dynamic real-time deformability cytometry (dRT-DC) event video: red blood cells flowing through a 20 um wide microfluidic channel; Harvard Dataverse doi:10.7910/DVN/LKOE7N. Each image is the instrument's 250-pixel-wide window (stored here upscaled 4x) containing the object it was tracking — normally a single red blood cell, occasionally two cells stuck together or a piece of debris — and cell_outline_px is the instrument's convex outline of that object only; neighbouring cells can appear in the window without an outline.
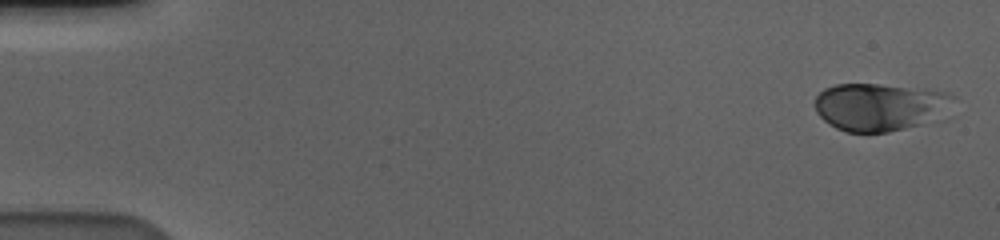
{"species": "human", "species_latin": "Homo sapiens", "temperature_condition": "cold", "stored_images_in_passage": 57, "camera_frame_rate_fps": 3000, "um_per_image_px": 0.085, "donor": {"sex": "male"}, "frame": {"image": 1, "passage_image": 1, "time_ms": 0.0, "image_size_px": [1000, 240], "cell_outline_px": [[956, 96], [920, 124], [888, 132], [848, 132], [836, 128], [828, 124], [816, 112], [816, 96], [824, 88], [836, 84], [876, 84], [948, 92]], "centroid_in_image_um": [74.59, 9.07], "position_along_channel_um": 10.4, "area_um2": 36.88}}
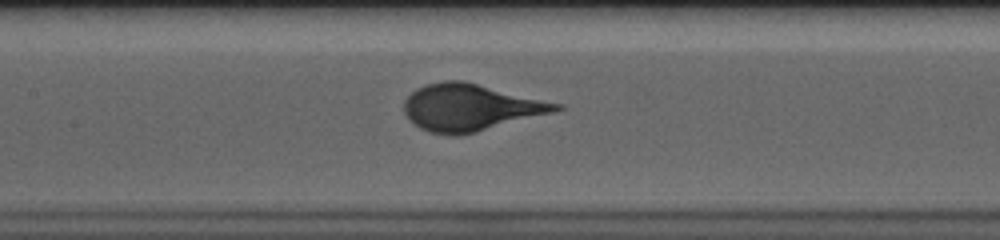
{"frame": {"image": 2, "passage_image": 27, "time_ms": 8.667, "image_size_px": [1000, 240], "cell_outline_px": [[568, 108], [476, 132], [460, 136], [452, 136], [428, 132], [412, 124], [404, 112], [404, 100], [416, 88], [428, 84], [444, 80], [464, 80], [564, 104]], "centroid_in_image_um": [39.99, 9.13], "position_along_channel_um": 167.4, "area_um2": 41.79}}
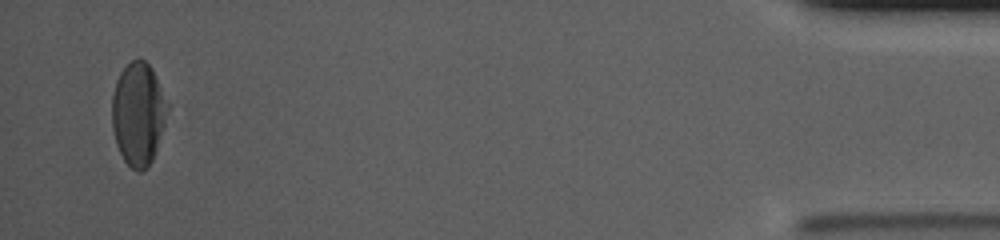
{"frame": {"image": 3, "passage_image": 55, "time_ms": 18.0, "image_size_px": [1000, 240], "cell_outline_px": [[168, 108], [164, 124], [156, 152], [148, 168], [140, 172], [136, 172], [124, 160], [116, 144], [112, 128], [112, 96], [116, 80], [120, 72], [132, 60], [144, 60], [152, 68], [156, 76], [168, 104]], "centroid_in_image_um": [11.74, 9.7], "position_along_channel_um": 423.5, "area_um2": 33.23}}